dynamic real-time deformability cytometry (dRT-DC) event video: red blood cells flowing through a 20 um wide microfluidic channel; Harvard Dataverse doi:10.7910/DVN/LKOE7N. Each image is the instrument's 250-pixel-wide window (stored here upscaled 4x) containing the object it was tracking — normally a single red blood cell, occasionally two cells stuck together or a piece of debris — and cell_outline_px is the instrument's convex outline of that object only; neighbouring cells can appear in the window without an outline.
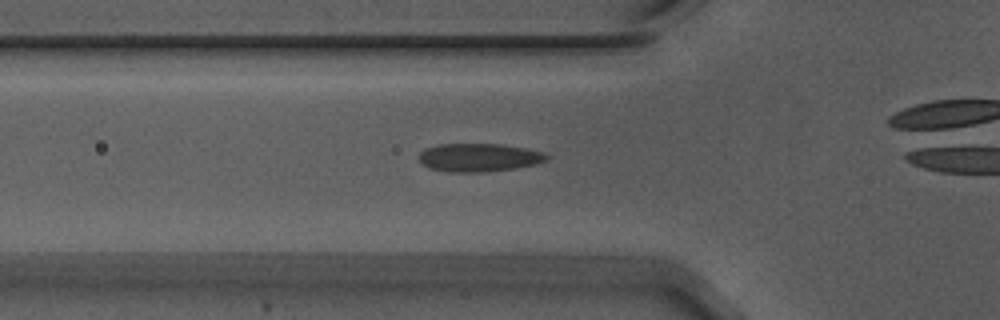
{"species": "Egyptian fruit bat (a non-hibernating species)", "species_latin": "Rousettus aegyptiacus", "temperature_condition": "warm", "stored_images_in_passage": 35, "camera_frame_rate_fps": 3000, "um_per_image_px": 0.085, "animal": {"sex": "male"}, "frame": {"image": 1, "passage_image": 9, "time_ms": 2.667, "image_size_px": [1000, 320], "cell_outline_px": [[552, 156], [548, 160], [536, 164], [516, 168], [488, 172], [448, 172], [428, 168], [416, 156], [424, 148], [436, 144], [500, 144], [524, 148], [540, 152]], "centroid_in_image_um": [40.68, 13.39], "position_along_channel_um": 85.1, "area_um2": 21.27}}
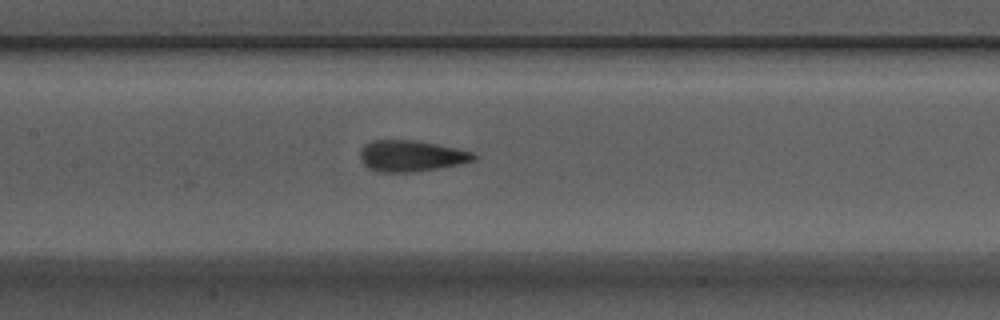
{"frame": {"image": 2, "passage_image": 16, "time_ms": 5.0, "image_size_px": [1000, 320], "cell_outline_px": [[476, 160], [460, 164], [412, 172], [380, 172], [368, 168], [360, 160], [360, 148], [364, 144], [372, 140], [416, 140], [456, 148], [472, 152], [476, 156]], "centroid_in_image_um": [34.91, 13.25], "position_along_channel_um": 172.5, "area_um2": 20.63}}
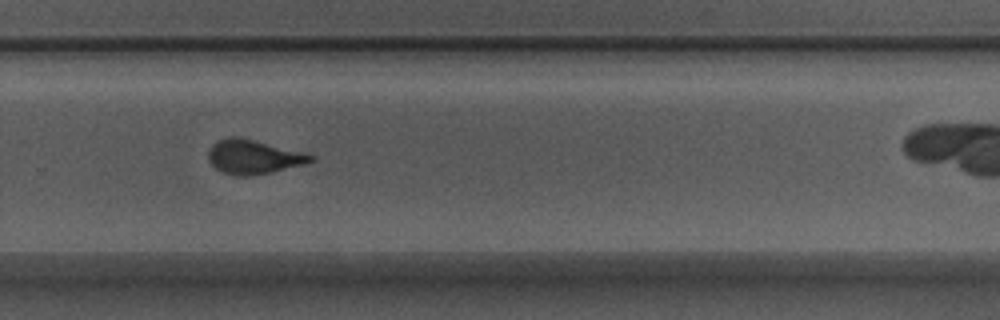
{"frame": {"image": 3, "passage_image": 27, "time_ms": 8.667, "image_size_px": [1000, 320], "cell_outline_px": [[316, 160], [304, 164], [272, 172], [252, 176], [236, 176], [224, 172], [216, 168], [208, 160], [208, 152], [212, 144], [228, 136], [236, 136], [256, 140], [304, 152], [316, 156]], "centroid_in_image_um": [21.57, 13.33], "position_along_channel_um": 308.2, "area_um2": 20.52}}